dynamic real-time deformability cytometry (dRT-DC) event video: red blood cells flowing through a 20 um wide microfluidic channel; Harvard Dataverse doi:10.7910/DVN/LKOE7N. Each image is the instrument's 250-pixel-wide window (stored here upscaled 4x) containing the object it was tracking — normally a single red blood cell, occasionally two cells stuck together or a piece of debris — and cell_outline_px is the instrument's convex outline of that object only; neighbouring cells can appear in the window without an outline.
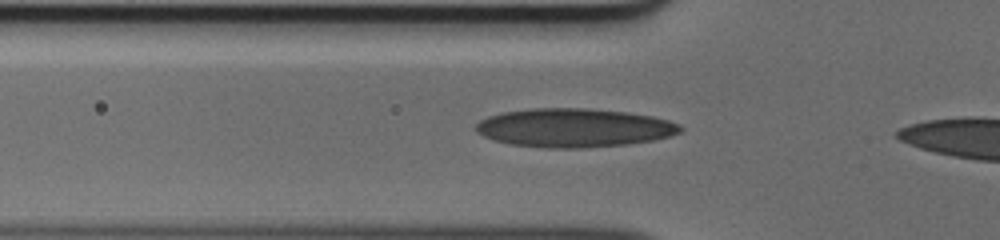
{"species": "human", "species_latin": "Homo sapiens", "temperature_condition": "cold", "stored_images_in_passage": 28, "camera_frame_rate_fps": 3000, "um_per_image_px": 0.085, "donor": {"sex": "male"}, "frame": {"image": 1, "passage_image": 4, "time_ms": 1.0, "image_size_px": [1000, 240], "cell_outline_px": [[684, 128], [680, 132], [668, 136], [652, 140], [628, 144], [580, 148], [548, 148], [512, 144], [496, 140], [484, 136], [476, 132], [476, 124], [480, 120], [488, 116], [504, 112], [532, 108], [584, 108], [628, 112], [652, 116], [668, 120], [680, 124]], "centroid_in_image_um": [48.81, 10.86], "position_along_channel_um": 77.0, "area_um2": 45.95}}
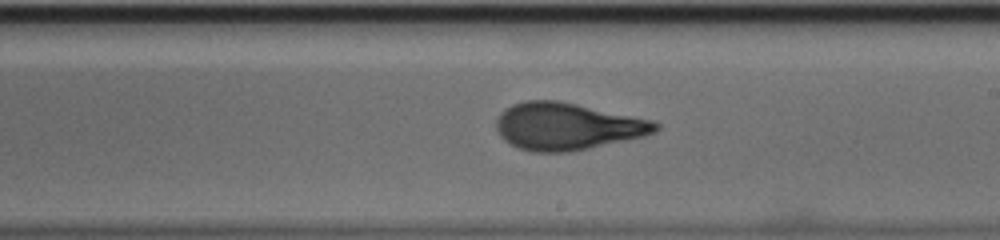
{"frame": {"image": 2, "passage_image": 16, "time_ms": 5.0, "image_size_px": [1000, 240], "cell_outline_px": [[660, 128], [656, 132], [644, 136], [588, 148], [568, 152], [532, 152], [516, 148], [504, 140], [500, 136], [496, 128], [496, 120], [500, 112], [512, 104], [524, 100], [556, 100], [576, 104], [652, 120], [660, 124]], "centroid_in_image_um": [48.17, 10.74], "position_along_channel_um": 240.8, "area_um2": 43.7}}
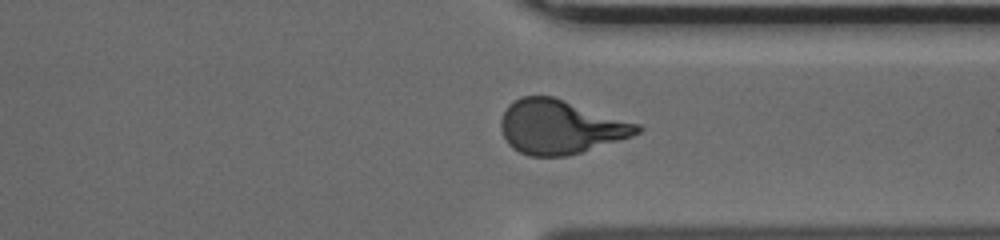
{"frame": {"image": 3, "passage_image": 25, "time_ms": 8.0, "image_size_px": [1000, 240], "cell_outline_px": [[644, 128], [640, 132], [632, 136], [568, 156], [528, 156], [512, 148], [508, 144], [500, 128], [500, 120], [508, 104], [520, 96], [552, 96], [640, 124]], "centroid_in_image_um": [47.61, 10.79], "position_along_channel_um": 363.8, "area_um2": 42.83}}